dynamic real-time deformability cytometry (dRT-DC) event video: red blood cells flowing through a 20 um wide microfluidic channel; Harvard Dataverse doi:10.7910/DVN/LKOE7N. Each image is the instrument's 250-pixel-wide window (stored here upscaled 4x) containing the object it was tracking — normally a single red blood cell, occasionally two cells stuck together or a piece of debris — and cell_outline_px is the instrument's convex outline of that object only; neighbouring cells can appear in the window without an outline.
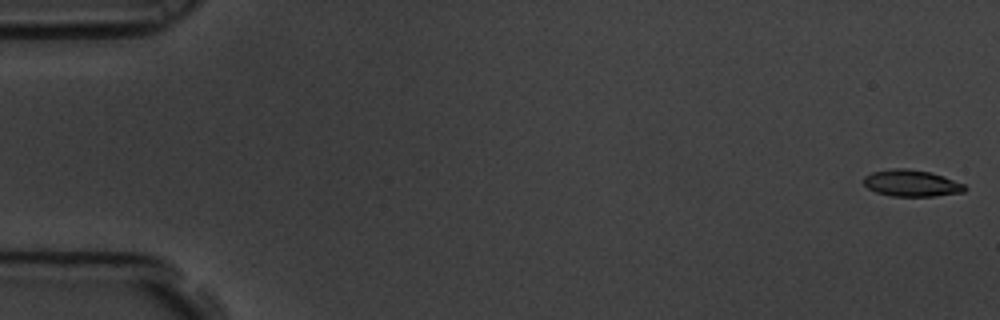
{"species": "common noctule bat (a hibernating species)", "species_latin": "Nyctalus noctula", "temperature_condition": "room temperature", "stored_images_in_passage": 58, "camera_frame_rate_fps": 3000, "um_per_image_px": 0.085, "animal": {"sex": "male", "body_mass_g": 19.5, "forearm_length_mm": 54.6}, "frame": {"image": 1, "passage_image": 1, "time_ms": 0.0, "image_size_px": [1000, 320], "cell_outline_px": [[968, 188], [964, 192], [936, 196], [892, 196], [876, 192], [868, 188], [864, 184], [864, 176], [872, 172], [896, 168], [904, 168], [932, 172], [944, 176], [964, 184]], "centroid_in_image_um": [77.51, 15.57], "position_along_channel_um": 7.5, "area_um2": 15.72}}
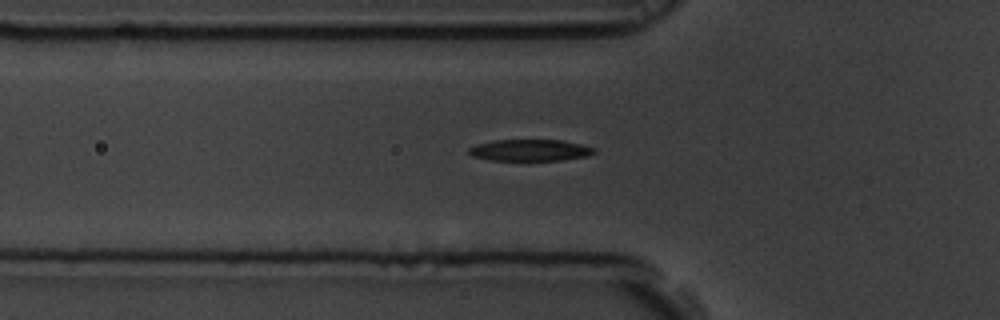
{"frame": {"image": 2, "passage_image": 20, "time_ms": 6.333, "image_size_px": [1000, 320], "cell_outline_px": [[596, 152], [588, 156], [560, 160], [488, 160], [472, 156], [468, 152], [468, 148], [476, 144], [492, 140], [564, 140], [596, 148]], "centroid_in_image_um": [45.04, 12.76], "position_along_channel_um": 80.8, "area_um2": 15.84}}
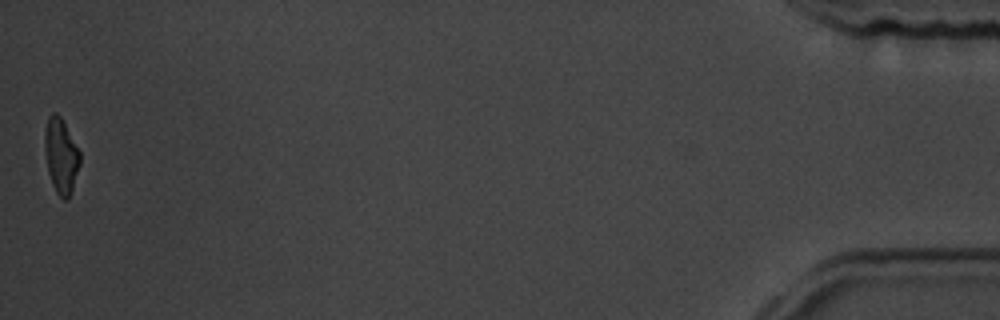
{"frame": {"image": 3, "passage_image": 58, "time_ms": 19.0, "image_size_px": [1000, 320], "cell_outline_px": [[80, 164], [72, 192], [68, 200], [64, 200], [56, 192], [52, 184], [48, 172], [44, 148], [44, 132], [48, 116], [52, 112], [56, 112], [60, 116], [80, 152]], "centroid_in_image_um": [5.18, 13.26], "position_along_channel_um": 430.0, "area_um2": 15.49}, "authors_computed_cell_mechanics": {"area_um2": 16.4152, "velocity_mm_per_s": 3.5211, "shape_relaxation_time_tau1_ms": 3.4215, "shape_relaxation_time_tau2_ms": 3.5624, "deformation_change_tau1": 0.1819, "deformation_change_tau2": 0.1062}}